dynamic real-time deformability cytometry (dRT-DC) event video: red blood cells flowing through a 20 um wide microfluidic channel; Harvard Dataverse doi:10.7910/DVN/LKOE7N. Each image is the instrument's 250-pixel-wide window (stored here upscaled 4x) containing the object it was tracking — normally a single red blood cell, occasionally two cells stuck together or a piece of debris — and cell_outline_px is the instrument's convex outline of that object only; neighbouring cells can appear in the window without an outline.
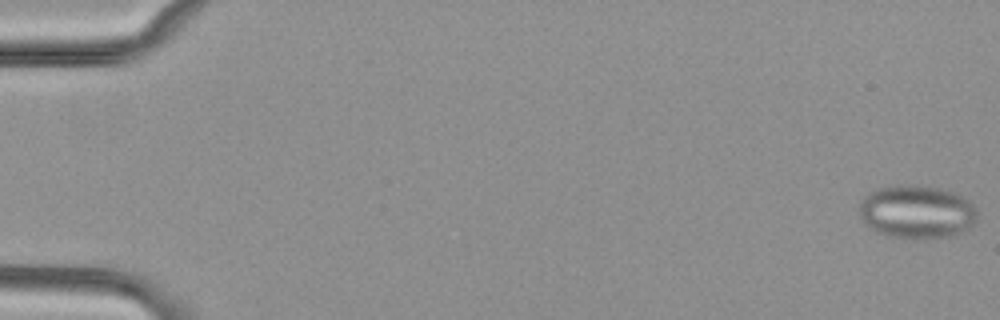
{"species": "common noctule bat (a hibernating species)", "species_latin": "Nyctalus noctula", "temperature_condition": "cold", "stored_images_in_passage": 51, "segment_of_instrument_passage": [1, 2], "camera_frame_rate_fps": 3000, "um_per_image_px": 0.085, "animal": {"sex": "female", "body_mass_g": 29.2, "forearm_length_mm": 56.3}, "frame": {"image": 1, "passage_image": 1, "time_ms": 0.0, "image_size_px": [1000, 320], "cell_outline_px": [[980, 212], [976, 220], [968, 228], [952, 236], [888, 236], [876, 232], [864, 224], [860, 216], [860, 200], [868, 192], [880, 188], [896, 184], [936, 188], [952, 192], [968, 200]], "centroid_in_image_um": [77.9, 17.98], "position_along_channel_um": 7.1, "area_um2": 36.01}}